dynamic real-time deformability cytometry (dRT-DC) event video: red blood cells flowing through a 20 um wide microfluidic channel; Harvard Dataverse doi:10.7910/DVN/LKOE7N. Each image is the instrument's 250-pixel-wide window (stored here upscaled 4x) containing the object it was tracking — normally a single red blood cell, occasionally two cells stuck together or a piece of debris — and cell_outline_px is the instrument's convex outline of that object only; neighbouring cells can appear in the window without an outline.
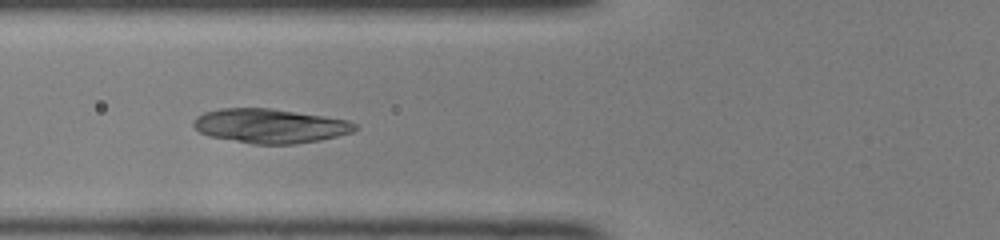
{"species": "common noctule bat (a hibernating species)", "species_latin": "Nyctalus noctula", "temperature_condition": "room temperature", "stored_images_in_passage": 49, "camera_frame_rate_fps": 3000, "um_per_image_px": 0.085, "animal": {"sex": "female", "body_mass_g": 22.0, "forearm_length_mm": 56.7}, "frame": {"image": 1, "passage_image": 20, "time_ms": 6.333, "image_size_px": [1000, 240], "cell_outline_px": [[356, 128], [352, 132], [320, 140], [296, 144], [252, 144], [208, 136], [200, 132], [192, 124], [196, 116], [204, 112], [220, 108], [272, 108], [324, 116], [348, 120], [356, 124]], "centroid_in_image_um": [22.92, 10.7], "position_along_channel_um": 102.9, "area_um2": 32.31}}
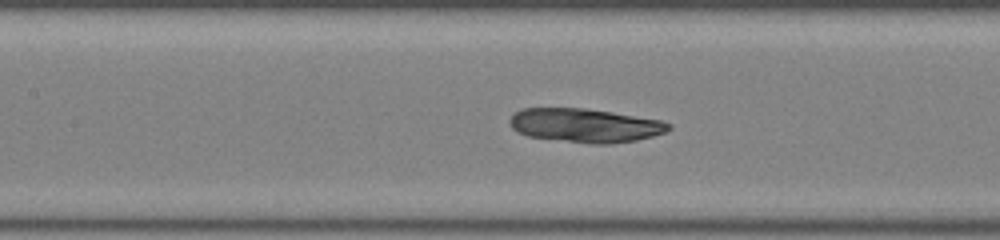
{"frame": {"image": 2, "passage_image": 24, "time_ms": 7.667, "image_size_px": [1000, 240], "cell_outline_px": [[672, 128], [668, 132], [636, 140], [612, 144], [592, 144], [528, 136], [516, 132], [512, 128], [508, 120], [516, 112], [524, 108], [584, 108], [612, 112], [660, 120], [672, 124]], "centroid_in_image_um": [49.76, 10.66], "position_along_channel_um": 157.6, "area_um2": 31.39}}
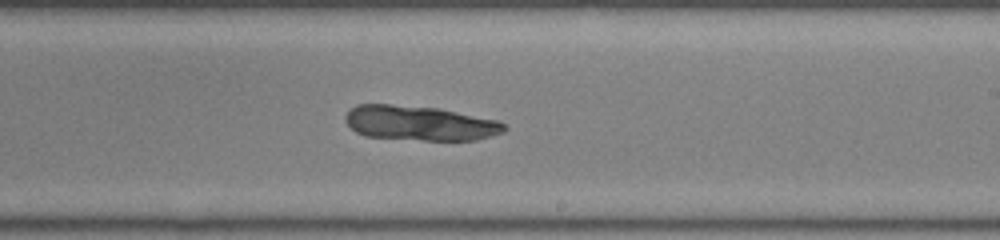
{"frame": {"image": 3, "passage_image": 31, "time_ms": 10.0, "image_size_px": [1000, 240], "cell_outline_px": [[508, 128], [504, 132], [492, 136], [476, 140], [424, 140], [364, 136], [356, 132], [344, 120], [344, 116], [356, 104], [392, 104], [440, 108], [500, 120]], "centroid_in_image_um": [35.72, 10.46], "position_along_channel_um": 253.3, "area_um2": 32.48}}